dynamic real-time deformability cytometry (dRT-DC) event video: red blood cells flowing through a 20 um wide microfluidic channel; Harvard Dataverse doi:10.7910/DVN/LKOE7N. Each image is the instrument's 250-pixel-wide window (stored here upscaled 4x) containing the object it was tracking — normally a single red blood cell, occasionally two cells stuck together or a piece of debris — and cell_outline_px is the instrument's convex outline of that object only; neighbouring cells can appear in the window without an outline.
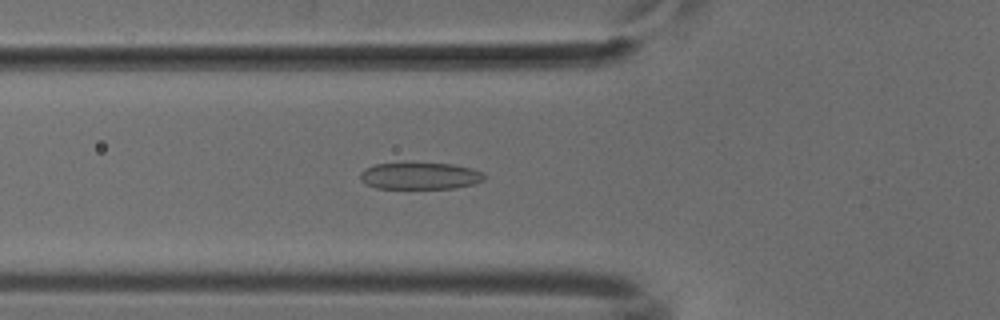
{"species": "common noctule bat (a hibernating species)", "species_latin": "Nyctalus noctula", "temperature_condition": "cold", "stored_images_in_passage": 45, "camera_frame_rate_fps": 3000, "um_per_image_px": 0.085, "animal": {"sex": "male", "body_mass_g": 18.8}, "frame": {"image": 1, "passage_image": 11, "time_ms": 3.333, "image_size_px": [1000, 320], "cell_outline_px": [[484, 180], [472, 184], [456, 188], [376, 188], [360, 180], [360, 172], [364, 168], [376, 164], [404, 160], [408, 160], [452, 164], [472, 168], [484, 172]], "centroid_in_image_um": [35.67, 14.89], "position_along_channel_um": 90.1, "area_um2": 20.29}}
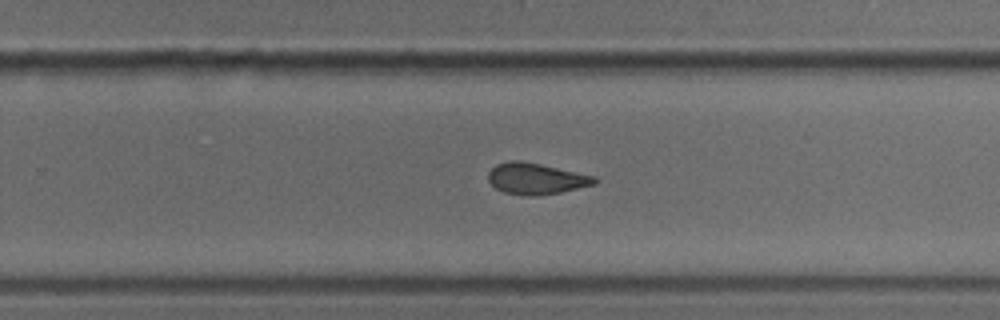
{"frame": {"image": 2, "passage_image": 26, "time_ms": 8.333, "image_size_px": [1000, 320], "cell_outline_px": [[596, 184], [560, 192], [536, 196], [528, 196], [504, 192], [496, 188], [488, 180], [488, 172], [496, 164], [508, 160], [520, 160], [540, 164], [596, 176]], "centroid_in_image_um": [45.55, 15.18], "position_along_channel_um": 284.3, "area_um2": 19.31}}
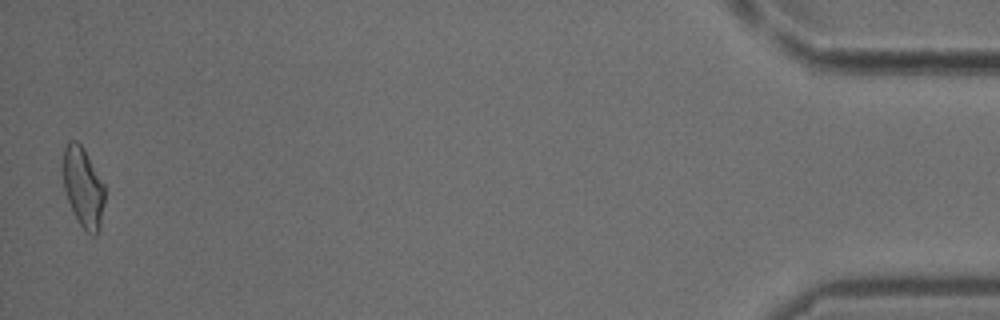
{"frame": {"image": 3, "passage_image": 44, "time_ms": 14.333, "image_size_px": [1000, 320], "cell_outline_px": [[104, 204], [100, 228], [96, 236], [92, 236], [80, 224], [68, 200], [64, 188], [64, 148], [68, 140], [76, 140], [84, 148], [104, 184]], "centroid_in_image_um": [7.09, 15.91], "position_along_channel_um": 428.1, "area_um2": 19.13}}